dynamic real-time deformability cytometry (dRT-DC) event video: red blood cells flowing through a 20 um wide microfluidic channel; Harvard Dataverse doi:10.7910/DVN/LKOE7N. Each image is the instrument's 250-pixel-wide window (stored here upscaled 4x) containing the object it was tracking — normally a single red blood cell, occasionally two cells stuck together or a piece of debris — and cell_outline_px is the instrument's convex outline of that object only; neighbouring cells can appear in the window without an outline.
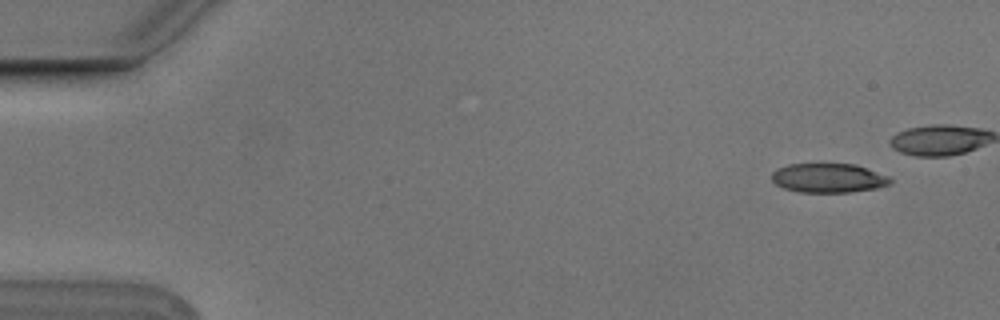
{"species": "Egyptian fruit bat (a non-hibernating species)", "species_latin": "Rousettus aegyptiacus", "temperature_condition": "cold", "stored_images_in_passage": 5, "camera_frame_rate_fps": 3000, "um_per_image_px": 0.085, "animal": {"sex": "male"}, "frame": {"image": 1, "passage_image": 1, "time_ms": 0.0, "image_size_px": [1000, 320], "cell_outline_px": [[892, 184], [876, 188], [848, 192], [800, 192], [784, 188], [776, 184], [772, 180], [772, 172], [776, 168], [788, 164], [856, 164], [888, 176], [892, 180]], "centroid_in_image_um": [70.41, 15.12], "position_along_channel_um": 14.6, "area_um2": 20.17}}